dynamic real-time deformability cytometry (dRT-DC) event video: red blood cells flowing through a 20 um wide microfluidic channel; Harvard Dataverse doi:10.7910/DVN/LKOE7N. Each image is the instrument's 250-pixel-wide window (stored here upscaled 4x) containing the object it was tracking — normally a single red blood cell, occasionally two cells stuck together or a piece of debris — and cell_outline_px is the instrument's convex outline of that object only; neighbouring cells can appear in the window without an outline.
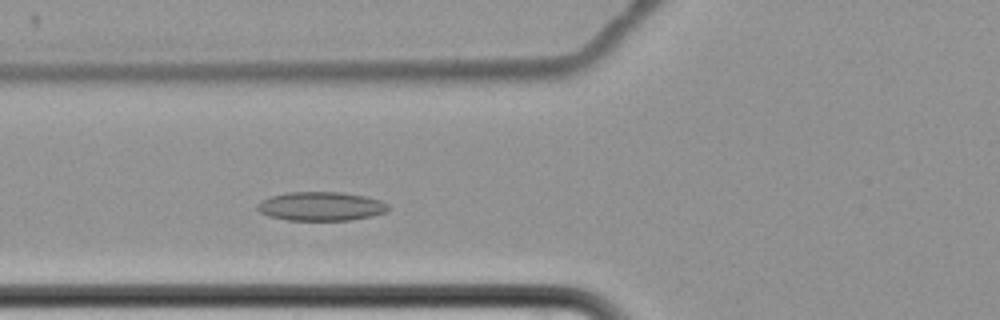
{"species": "common noctule bat (a hibernating species)", "species_latin": "Nyctalus noctula", "temperature_condition": "cold", "stored_images_in_passage": 49, "camera_frame_rate_fps": 3000, "um_per_image_px": 0.085, "animal": {"sex": "female", "body_mass_g": 22.7, "forearm_length_mm": 54.2}, "frame": {"image": 1, "passage_image": 12, "time_ms": 3.667, "image_size_px": [1000, 320], "cell_outline_px": [[392, 208], [384, 212], [372, 216], [352, 220], [288, 220], [268, 216], [260, 212], [256, 208], [256, 204], [260, 200], [272, 196], [288, 192], [340, 192], [364, 196], [380, 200], [388, 204]], "centroid_in_image_um": [27.27, 17.54], "position_along_channel_um": 98.5, "area_um2": 22.14}}
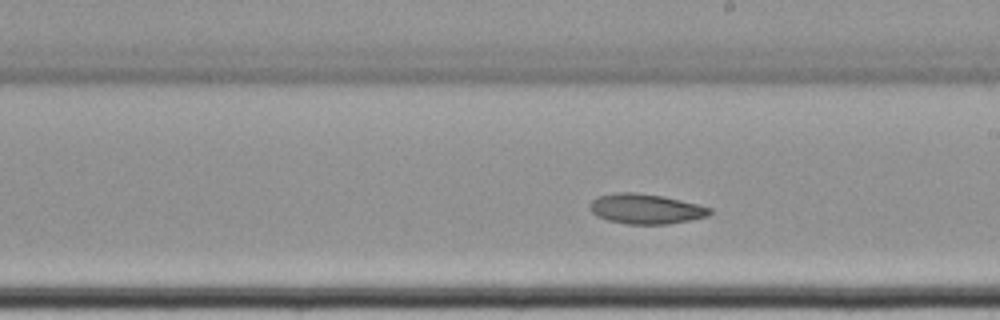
{"frame": {"image": 2, "passage_image": 24, "time_ms": 7.667, "image_size_px": [1000, 320], "cell_outline_px": [[712, 212], [708, 216], [668, 224], [628, 224], [608, 220], [596, 216], [592, 212], [588, 204], [596, 196], [616, 192], [636, 192], [660, 196], [680, 200], [712, 208]], "centroid_in_image_um": [54.84, 17.75], "position_along_channel_um": 234.2, "area_um2": 20.92}}
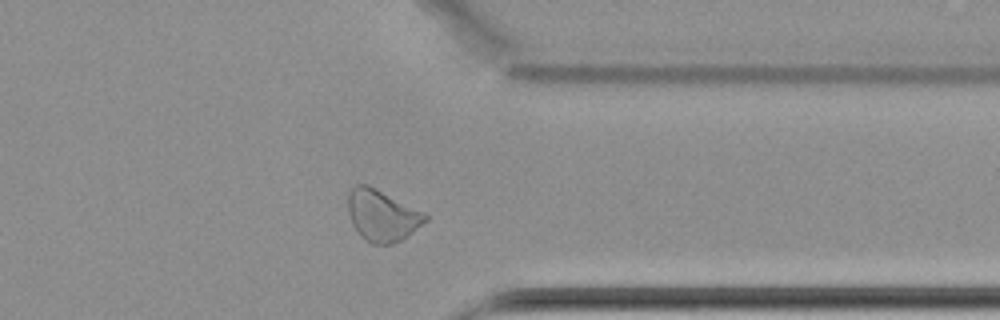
{"frame": {"image": 3, "passage_image": 37, "time_ms": 12.0, "image_size_px": [1000, 320], "cell_outline_px": [[428, 220], [408, 236], [392, 244], [372, 244], [364, 240], [360, 236], [352, 224], [348, 212], [348, 192], [356, 184], [368, 184], [424, 212], [428, 216]], "centroid_in_image_um": [32.47, 18.32], "position_along_channel_um": 378.9, "area_um2": 23.29}}